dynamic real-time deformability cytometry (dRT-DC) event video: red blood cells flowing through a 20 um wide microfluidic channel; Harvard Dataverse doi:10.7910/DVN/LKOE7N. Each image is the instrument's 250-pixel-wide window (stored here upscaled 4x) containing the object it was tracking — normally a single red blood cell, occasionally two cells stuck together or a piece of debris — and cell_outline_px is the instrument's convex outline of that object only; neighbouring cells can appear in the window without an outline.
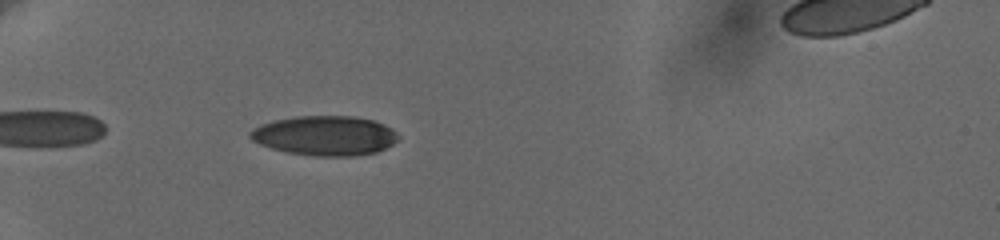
{"species": "human", "species_latin": "Homo sapiens", "temperature_condition": "cold", "stored_images_in_passage": 42, "camera_frame_rate_fps": 3000, "um_per_image_px": 0.085, "donor": {"sex": "female"}, "frame": {"image": 1, "passage_image": 4, "time_ms": 1.0, "image_size_px": [1000, 240], "cell_outline_px": [[400, 136], [392, 144], [376, 152], [356, 156], [312, 156], [288, 152], [272, 148], [260, 144], [252, 140], [248, 136], [248, 132], [260, 124], [272, 120], [296, 116], [352, 116], [372, 120], [384, 124], [392, 128]], "centroid_in_image_um": [27.6, 11.52], "position_along_channel_um": 57.4, "area_um2": 34.33}}
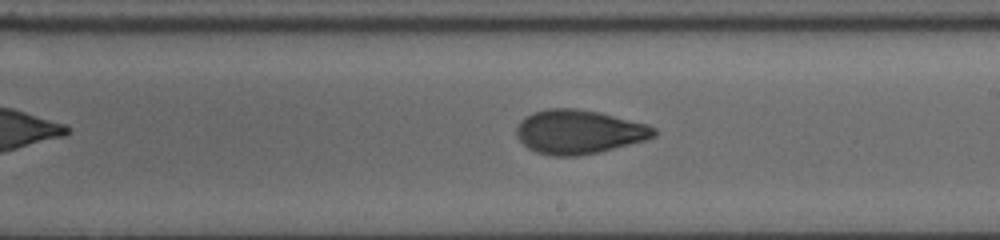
{"frame": {"image": 2, "passage_image": 21, "time_ms": 6.667, "image_size_px": [1000, 240], "cell_outline_px": [[656, 136], [644, 140], [596, 152], [576, 156], [552, 156], [536, 152], [528, 148], [516, 136], [516, 128], [520, 120], [536, 112], [548, 108], [572, 108], [600, 112], [648, 124], [656, 128]], "centroid_in_image_um": [49.2, 11.2], "position_along_channel_um": 239.8, "area_um2": 34.97}}
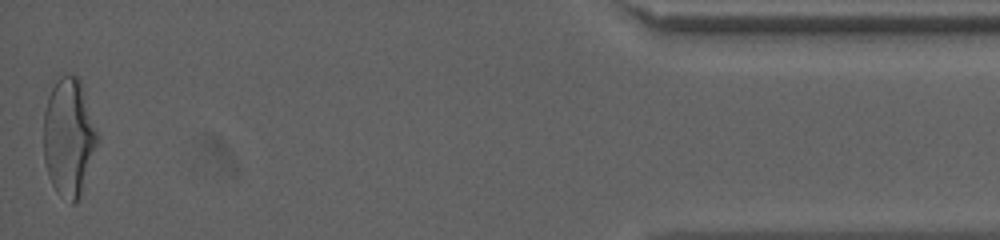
{"frame": {"image": 3, "passage_image": 42, "time_ms": 13.667, "image_size_px": [1000, 240], "cell_outline_px": [[100, 140], [80, 192], [76, 200], [72, 204], [56, 192], [48, 176], [44, 160], [44, 112], [48, 96], [56, 80], [60, 76], [80, 76], [100, 136]], "centroid_in_image_um": [5.87, 11.61], "position_along_channel_um": 429.3, "area_um2": 37.22}, "authors_computed_cell_mechanics": {"area_um2": 34.9401, "velocity_mm_per_s": 3.6492, "shape_relaxation_time_tau1_ms": 4.2523, "shape_relaxation_time_tau2_ms": 1.7443, "deformation_change_tau1": 0.1676, "deformation_change_tau2": 0.0625}}